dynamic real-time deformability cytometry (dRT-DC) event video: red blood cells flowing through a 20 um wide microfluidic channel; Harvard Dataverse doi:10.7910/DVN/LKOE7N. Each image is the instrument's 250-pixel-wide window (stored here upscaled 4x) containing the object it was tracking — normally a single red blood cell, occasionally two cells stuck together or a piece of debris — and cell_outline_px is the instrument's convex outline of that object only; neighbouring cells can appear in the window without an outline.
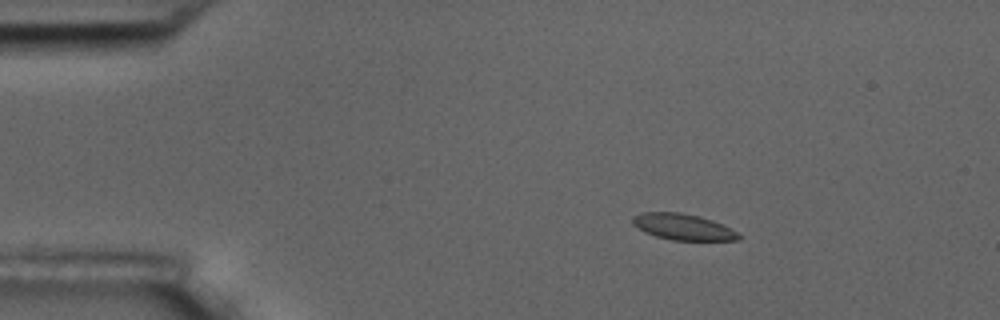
{"species": "common noctule bat (a hibernating species)", "species_latin": "Nyctalus noctula", "temperature_condition": "room temperature", "stored_images_in_passage": 5, "camera_frame_rate_fps": 3000, "um_per_image_px": 0.085, "animal": {"sex": "male", "body_mass_g": 17.5, "forearm_length_mm": 52.3}, "frame": {"image": 1, "passage_image": 3, "time_ms": 2.333, "image_size_px": [1000, 320], "cell_outline_px": [[740, 240], [672, 240], [656, 236], [632, 224], [632, 216], [640, 212], [680, 212], [700, 216], [712, 220], [736, 232], [740, 236]], "centroid_in_image_um": [58.02, 19.27], "position_along_channel_um": 27.0, "area_um2": 15.9}}